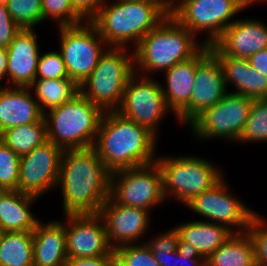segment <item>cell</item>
I'll use <instances>...</instances> for the list:
<instances>
[{
    "label": "cell",
    "mask_w": 267,
    "mask_h": 266,
    "mask_svg": "<svg viewBox=\"0 0 267 266\" xmlns=\"http://www.w3.org/2000/svg\"><path fill=\"white\" fill-rule=\"evenodd\" d=\"M49 113L44 115L48 141L62 150L94 146L103 112L81 93Z\"/></svg>",
    "instance_id": "5"
},
{
    "label": "cell",
    "mask_w": 267,
    "mask_h": 266,
    "mask_svg": "<svg viewBox=\"0 0 267 266\" xmlns=\"http://www.w3.org/2000/svg\"><path fill=\"white\" fill-rule=\"evenodd\" d=\"M0 266H34L32 232H0Z\"/></svg>",
    "instance_id": "27"
},
{
    "label": "cell",
    "mask_w": 267,
    "mask_h": 266,
    "mask_svg": "<svg viewBox=\"0 0 267 266\" xmlns=\"http://www.w3.org/2000/svg\"><path fill=\"white\" fill-rule=\"evenodd\" d=\"M29 88H34L41 112L44 107L50 111L71 101L80 93L79 86L70 78L34 80ZM42 103V105H41Z\"/></svg>",
    "instance_id": "28"
},
{
    "label": "cell",
    "mask_w": 267,
    "mask_h": 266,
    "mask_svg": "<svg viewBox=\"0 0 267 266\" xmlns=\"http://www.w3.org/2000/svg\"><path fill=\"white\" fill-rule=\"evenodd\" d=\"M32 234L34 266H66L68 259L65 223L39 222Z\"/></svg>",
    "instance_id": "21"
},
{
    "label": "cell",
    "mask_w": 267,
    "mask_h": 266,
    "mask_svg": "<svg viewBox=\"0 0 267 266\" xmlns=\"http://www.w3.org/2000/svg\"><path fill=\"white\" fill-rule=\"evenodd\" d=\"M35 34L32 28H21L7 48V76L11 78V86L29 87L35 80L40 57Z\"/></svg>",
    "instance_id": "19"
},
{
    "label": "cell",
    "mask_w": 267,
    "mask_h": 266,
    "mask_svg": "<svg viewBox=\"0 0 267 266\" xmlns=\"http://www.w3.org/2000/svg\"><path fill=\"white\" fill-rule=\"evenodd\" d=\"M164 1L169 7H171L175 2L174 0H164Z\"/></svg>",
    "instance_id": "45"
},
{
    "label": "cell",
    "mask_w": 267,
    "mask_h": 266,
    "mask_svg": "<svg viewBox=\"0 0 267 266\" xmlns=\"http://www.w3.org/2000/svg\"><path fill=\"white\" fill-rule=\"evenodd\" d=\"M7 9L21 28H33L43 21L42 0H9Z\"/></svg>",
    "instance_id": "31"
},
{
    "label": "cell",
    "mask_w": 267,
    "mask_h": 266,
    "mask_svg": "<svg viewBox=\"0 0 267 266\" xmlns=\"http://www.w3.org/2000/svg\"><path fill=\"white\" fill-rule=\"evenodd\" d=\"M258 0H181L170 7V14L190 32H209L203 43L211 46L234 22L230 18Z\"/></svg>",
    "instance_id": "8"
},
{
    "label": "cell",
    "mask_w": 267,
    "mask_h": 266,
    "mask_svg": "<svg viewBox=\"0 0 267 266\" xmlns=\"http://www.w3.org/2000/svg\"><path fill=\"white\" fill-rule=\"evenodd\" d=\"M148 212L142 208L118 204L111 197L106 200L99 215L104 222L108 242L114 250L132 245L143 237L149 224Z\"/></svg>",
    "instance_id": "17"
},
{
    "label": "cell",
    "mask_w": 267,
    "mask_h": 266,
    "mask_svg": "<svg viewBox=\"0 0 267 266\" xmlns=\"http://www.w3.org/2000/svg\"><path fill=\"white\" fill-rule=\"evenodd\" d=\"M110 176L93 147L63 150L57 185L65 215L99 214L110 197Z\"/></svg>",
    "instance_id": "1"
},
{
    "label": "cell",
    "mask_w": 267,
    "mask_h": 266,
    "mask_svg": "<svg viewBox=\"0 0 267 266\" xmlns=\"http://www.w3.org/2000/svg\"><path fill=\"white\" fill-rule=\"evenodd\" d=\"M65 216L68 220V224H65L67 259L114 256V249L108 242L105 225L99 214Z\"/></svg>",
    "instance_id": "16"
},
{
    "label": "cell",
    "mask_w": 267,
    "mask_h": 266,
    "mask_svg": "<svg viewBox=\"0 0 267 266\" xmlns=\"http://www.w3.org/2000/svg\"><path fill=\"white\" fill-rule=\"evenodd\" d=\"M36 198L18 190H0V232H32L40 222L29 210Z\"/></svg>",
    "instance_id": "23"
},
{
    "label": "cell",
    "mask_w": 267,
    "mask_h": 266,
    "mask_svg": "<svg viewBox=\"0 0 267 266\" xmlns=\"http://www.w3.org/2000/svg\"><path fill=\"white\" fill-rule=\"evenodd\" d=\"M175 229L205 260L233 234L227 227L208 221L187 222Z\"/></svg>",
    "instance_id": "25"
},
{
    "label": "cell",
    "mask_w": 267,
    "mask_h": 266,
    "mask_svg": "<svg viewBox=\"0 0 267 266\" xmlns=\"http://www.w3.org/2000/svg\"><path fill=\"white\" fill-rule=\"evenodd\" d=\"M43 20L57 19L60 27L77 25L83 21L74 11L71 0H42Z\"/></svg>",
    "instance_id": "35"
},
{
    "label": "cell",
    "mask_w": 267,
    "mask_h": 266,
    "mask_svg": "<svg viewBox=\"0 0 267 266\" xmlns=\"http://www.w3.org/2000/svg\"><path fill=\"white\" fill-rule=\"evenodd\" d=\"M63 150L51 141L20 156L18 191L35 197L57 186Z\"/></svg>",
    "instance_id": "15"
},
{
    "label": "cell",
    "mask_w": 267,
    "mask_h": 266,
    "mask_svg": "<svg viewBox=\"0 0 267 266\" xmlns=\"http://www.w3.org/2000/svg\"><path fill=\"white\" fill-rule=\"evenodd\" d=\"M238 141H267V99H255Z\"/></svg>",
    "instance_id": "30"
},
{
    "label": "cell",
    "mask_w": 267,
    "mask_h": 266,
    "mask_svg": "<svg viewBox=\"0 0 267 266\" xmlns=\"http://www.w3.org/2000/svg\"><path fill=\"white\" fill-rule=\"evenodd\" d=\"M135 73L127 82L117 112L139 126L145 127L156 136L158 122L169 110L161 89L162 85L150 79L149 76L140 78L138 81Z\"/></svg>",
    "instance_id": "12"
},
{
    "label": "cell",
    "mask_w": 267,
    "mask_h": 266,
    "mask_svg": "<svg viewBox=\"0 0 267 266\" xmlns=\"http://www.w3.org/2000/svg\"><path fill=\"white\" fill-rule=\"evenodd\" d=\"M81 24L60 27V53L69 78L78 86L89 77L107 50L103 49L107 43L99 35L95 25L92 22ZM101 44H104L103 47Z\"/></svg>",
    "instance_id": "9"
},
{
    "label": "cell",
    "mask_w": 267,
    "mask_h": 266,
    "mask_svg": "<svg viewBox=\"0 0 267 266\" xmlns=\"http://www.w3.org/2000/svg\"><path fill=\"white\" fill-rule=\"evenodd\" d=\"M69 78L61 53L47 52L39 57L35 80Z\"/></svg>",
    "instance_id": "36"
},
{
    "label": "cell",
    "mask_w": 267,
    "mask_h": 266,
    "mask_svg": "<svg viewBox=\"0 0 267 266\" xmlns=\"http://www.w3.org/2000/svg\"><path fill=\"white\" fill-rule=\"evenodd\" d=\"M186 205L196 213L213 220L214 223L227 227L233 233L246 232L255 215V212L228 193L223 178ZM233 226L241 231L236 229L234 232L231 228Z\"/></svg>",
    "instance_id": "14"
},
{
    "label": "cell",
    "mask_w": 267,
    "mask_h": 266,
    "mask_svg": "<svg viewBox=\"0 0 267 266\" xmlns=\"http://www.w3.org/2000/svg\"><path fill=\"white\" fill-rule=\"evenodd\" d=\"M20 156L0 139V190H18Z\"/></svg>",
    "instance_id": "32"
},
{
    "label": "cell",
    "mask_w": 267,
    "mask_h": 266,
    "mask_svg": "<svg viewBox=\"0 0 267 266\" xmlns=\"http://www.w3.org/2000/svg\"><path fill=\"white\" fill-rule=\"evenodd\" d=\"M253 100L244 95L227 93L218 103L201 112L190 123L194 134L201 139L224 137L238 141Z\"/></svg>",
    "instance_id": "11"
},
{
    "label": "cell",
    "mask_w": 267,
    "mask_h": 266,
    "mask_svg": "<svg viewBox=\"0 0 267 266\" xmlns=\"http://www.w3.org/2000/svg\"><path fill=\"white\" fill-rule=\"evenodd\" d=\"M178 262L177 266H183L184 263H192V266H202L205 264V259L198 253L197 249L194 248L190 243L183 241L179 237L178 245ZM186 261V262H185Z\"/></svg>",
    "instance_id": "40"
},
{
    "label": "cell",
    "mask_w": 267,
    "mask_h": 266,
    "mask_svg": "<svg viewBox=\"0 0 267 266\" xmlns=\"http://www.w3.org/2000/svg\"><path fill=\"white\" fill-rule=\"evenodd\" d=\"M197 69V54L165 70L167 89L161 86L166 105L175 116L190 102Z\"/></svg>",
    "instance_id": "24"
},
{
    "label": "cell",
    "mask_w": 267,
    "mask_h": 266,
    "mask_svg": "<svg viewBox=\"0 0 267 266\" xmlns=\"http://www.w3.org/2000/svg\"><path fill=\"white\" fill-rule=\"evenodd\" d=\"M156 136L117 111L104 112L93 148L110 172L154 162Z\"/></svg>",
    "instance_id": "2"
},
{
    "label": "cell",
    "mask_w": 267,
    "mask_h": 266,
    "mask_svg": "<svg viewBox=\"0 0 267 266\" xmlns=\"http://www.w3.org/2000/svg\"><path fill=\"white\" fill-rule=\"evenodd\" d=\"M194 40V34L184 28L171 14L148 32L133 52L134 67L141 71L170 69L179 62L194 57L203 47ZM137 65V66H136Z\"/></svg>",
    "instance_id": "4"
},
{
    "label": "cell",
    "mask_w": 267,
    "mask_h": 266,
    "mask_svg": "<svg viewBox=\"0 0 267 266\" xmlns=\"http://www.w3.org/2000/svg\"><path fill=\"white\" fill-rule=\"evenodd\" d=\"M255 260L254 245L248 231L233 233L206 260L207 266H247Z\"/></svg>",
    "instance_id": "26"
},
{
    "label": "cell",
    "mask_w": 267,
    "mask_h": 266,
    "mask_svg": "<svg viewBox=\"0 0 267 266\" xmlns=\"http://www.w3.org/2000/svg\"><path fill=\"white\" fill-rule=\"evenodd\" d=\"M7 75V48L0 47V79Z\"/></svg>",
    "instance_id": "43"
},
{
    "label": "cell",
    "mask_w": 267,
    "mask_h": 266,
    "mask_svg": "<svg viewBox=\"0 0 267 266\" xmlns=\"http://www.w3.org/2000/svg\"><path fill=\"white\" fill-rule=\"evenodd\" d=\"M66 266H115V256L70 258Z\"/></svg>",
    "instance_id": "41"
},
{
    "label": "cell",
    "mask_w": 267,
    "mask_h": 266,
    "mask_svg": "<svg viewBox=\"0 0 267 266\" xmlns=\"http://www.w3.org/2000/svg\"><path fill=\"white\" fill-rule=\"evenodd\" d=\"M0 139L18 156L30 153L34 148L48 141L45 118L43 117L38 122L4 130L0 134Z\"/></svg>",
    "instance_id": "29"
},
{
    "label": "cell",
    "mask_w": 267,
    "mask_h": 266,
    "mask_svg": "<svg viewBox=\"0 0 267 266\" xmlns=\"http://www.w3.org/2000/svg\"><path fill=\"white\" fill-rule=\"evenodd\" d=\"M221 62L225 85L235 84V94L251 99H267V77L255 70L248 59L233 56H217Z\"/></svg>",
    "instance_id": "22"
},
{
    "label": "cell",
    "mask_w": 267,
    "mask_h": 266,
    "mask_svg": "<svg viewBox=\"0 0 267 266\" xmlns=\"http://www.w3.org/2000/svg\"><path fill=\"white\" fill-rule=\"evenodd\" d=\"M159 236L155 238L154 241L145 243L146 246L150 249L153 258L158 262L160 266H177L176 263H172L171 259L173 258L175 259V261L178 259V231L174 228V230H169L167 233L165 232V234L163 233Z\"/></svg>",
    "instance_id": "33"
},
{
    "label": "cell",
    "mask_w": 267,
    "mask_h": 266,
    "mask_svg": "<svg viewBox=\"0 0 267 266\" xmlns=\"http://www.w3.org/2000/svg\"><path fill=\"white\" fill-rule=\"evenodd\" d=\"M29 87H0V134L11 127L40 121L44 114Z\"/></svg>",
    "instance_id": "20"
},
{
    "label": "cell",
    "mask_w": 267,
    "mask_h": 266,
    "mask_svg": "<svg viewBox=\"0 0 267 266\" xmlns=\"http://www.w3.org/2000/svg\"><path fill=\"white\" fill-rule=\"evenodd\" d=\"M267 48V26L257 20H236L210 46L216 56L248 59Z\"/></svg>",
    "instance_id": "18"
},
{
    "label": "cell",
    "mask_w": 267,
    "mask_h": 266,
    "mask_svg": "<svg viewBox=\"0 0 267 266\" xmlns=\"http://www.w3.org/2000/svg\"><path fill=\"white\" fill-rule=\"evenodd\" d=\"M248 61L255 70L267 77V48L252 54Z\"/></svg>",
    "instance_id": "42"
},
{
    "label": "cell",
    "mask_w": 267,
    "mask_h": 266,
    "mask_svg": "<svg viewBox=\"0 0 267 266\" xmlns=\"http://www.w3.org/2000/svg\"><path fill=\"white\" fill-rule=\"evenodd\" d=\"M115 266H160L146 244L124 245L114 250Z\"/></svg>",
    "instance_id": "34"
},
{
    "label": "cell",
    "mask_w": 267,
    "mask_h": 266,
    "mask_svg": "<svg viewBox=\"0 0 267 266\" xmlns=\"http://www.w3.org/2000/svg\"><path fill=\"white\" fill-rule=\"evenodd\" d=\"M20 29L10 16L7 5H0V47L8 48Z\"/></svg>",
    "instance_id": "38"
},
{
    "label": "cell",
    "mask_w": 267,
    "mask_h": 266,
    "mask_svg": "<svg viewBox=\"0 0 267 266\" xmlns=\"http://www.w3.org/2000/svg\"><path fill=\"white\" fill-rule=\"evenodd\" d=\"M224 73L219 58L204 46L197 53V69L190 102L176 115L191 123L201 112L214 106L226 94Z\"/></svg>",
    "instance_id": "13"
},
{
    "label": "cell",
    "mask_w": 267,
    "mask_h": 266,
    "mask_svg": "<svg viewBox=\"0 0 267 266\" xmlns=\"http://www.w3.org/2000/svg\"><path fill=\"white\" fill-rule=\"evenodd\" d=\"M106 0H71L75 13L87 22H91L98 14Z\"/></svg>",
    "instance_id": "39"
},
{
    "label": "cell",
    "mask_w": 267,
    "mask_h": 266,
    "mask_svg": "<svg viewBox=\"0 0 267 266\" xmlns=\"http://www.w3.org/2000/svg\"><path fill=\"white\" fill-rule=\"evenodd\" d=\"M247 266H263L259 261L254 260Z\"/></svg>",
    "instance_id": "44"
},
{
    "label": "cell",
    "mask_w": 267,
    "mask_h": 266,
    "mask_svg": "<svg viewBox=\"0 0 267 266\" xmlns=\"http://www.w3.org/2000/svg\"><path fill=\"white\" fill-rule=\"evenodd\" d=\"M110 197L118 204L145 210L160 204L165 198L159 165L154 162L111 173Z\"/></svg>",
    "instance_id": "10"
},
{
    "label": "cell",
    "mask_w": 267,
    "mask_h": 266,
    "mask_svg": "<svg viewBox=\"0 0 267 266\" xmlns=\"http://www.w3.org/2000/svg\"><path fill=\"white\" fill-rule=\"evenodd\" d=\"M170 14L164 0H116L102 4L91 21L99 35L111 47L126 48V42L140 40Z\"/></svg>",
    "instance_id": "3"
},
{
    "label": "cell",
    "mask_w": 267,
    "mask_h": 266,
    "mask_svg": "<svg viewBox=\"0 0 267 266\" xmlns=\"http://www.w3.org/2000/svg\"><path fill=\"white\" fill-rule=\"evenodd\" d=\"M9 0H0V5H7Z\"/></svg>",
    "instance_id": "46"
},
{
    "label": "cell",
    "mask_w": 267,
    "mask_h": 266,
    "mask_svg": "<svg viewBox=\"0 0 267 266\" xmlns=\"http://www.w3.org/2000/svg\"><path fill=\"white\" fill-rule=\"evenodd\" d=\"M134 68V56L127 55L125 48L109 46L95 69L79 86L80 93L103 113L117 111L127 82L136 72Z\"/></svg>",
    "instance_id": "6"
},
{
    "label": "cell",
    "mask_w": 267,
    "mask_h": 266,
    "mask_svg": "<svg viewBox=\"0 0 267 266\" xmlns=\"http://www.w3.org/2000/svg\"><path fill=\"white\" fill-rule=\"evenodd\" d=\"M156 163L162 173L164 198L171 193L185 205L222 178L213 163L197 157L156 158Z\"/></svg>",
    "instance_id": "7"
},
{
    "label": "cell",
    "mask_w": 267,
    "mask_h": 266,
    "mask_svg": "<svg viewBox=\"0 0 267 266\" xmlns=\"http://www.w3.org/2000/svg\"><path fill=\"white\" fill-rule=\"evenodd\" d=\"M264 221L256 213L247 231L254 245L255 260L259 261L263 266H267V227L264 226Z\"/></svg>",
    "instance_id": "37"
}]
</instances>
